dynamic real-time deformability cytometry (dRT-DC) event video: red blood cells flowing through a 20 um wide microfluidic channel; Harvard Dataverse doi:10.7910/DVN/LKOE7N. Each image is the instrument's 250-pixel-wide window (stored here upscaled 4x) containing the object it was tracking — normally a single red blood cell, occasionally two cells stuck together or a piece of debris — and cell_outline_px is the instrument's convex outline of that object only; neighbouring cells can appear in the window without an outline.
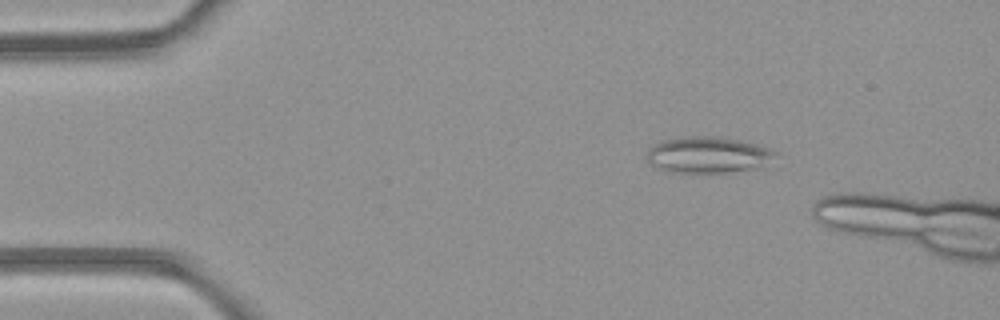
{"species": "common noctule bat (a hibernating species)", "species_latin": "Nyctalus noctula", "temperature_condition": "room temperature", "stored_images_in_passage": 38, "camera_frame_rate_fps": 3000, "um_per_image_px": 0.085, "animal": {"sex": "female", "body_mass_g": 21.9}, "frame": {"image": 1, "passage_image": 3, "time_ms": 0.667, "image_size_px": [1000, 320], "cell_outline_px": [[780, 152], [764, 168], [728, 172], [668, 172], [652, 164], [648, 160], [648, 148], [664, 140], [688, 136], [708, 136], [740, 140], [772, 148]], "centroid_in_image_um": [60.29, 13.17], "position_along_channel_um": 24.7, "area_um2": 27.28}}
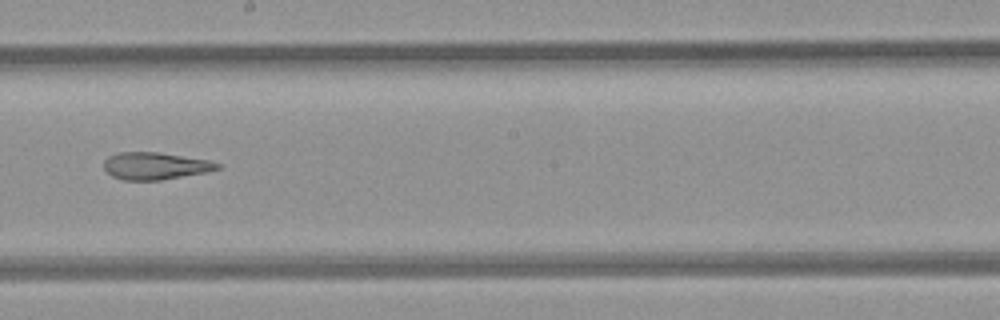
{"frame": {"image": 2, "passage_image": 23, "time_ms": 7.333, "image_size_px": [1000, 320], "cell_outline_px": [[220, 168], [208, 172], [160, 180], [124, 180], [112, 176], [104, 168], [104, 160], [108, 156], [120, 152], [156, 152], [208, 160], [220, 164]], "centroid_in_image_um": [13.18, 14.1], "position_along_channel_um": 235.0, "area_um2": 17.86}}
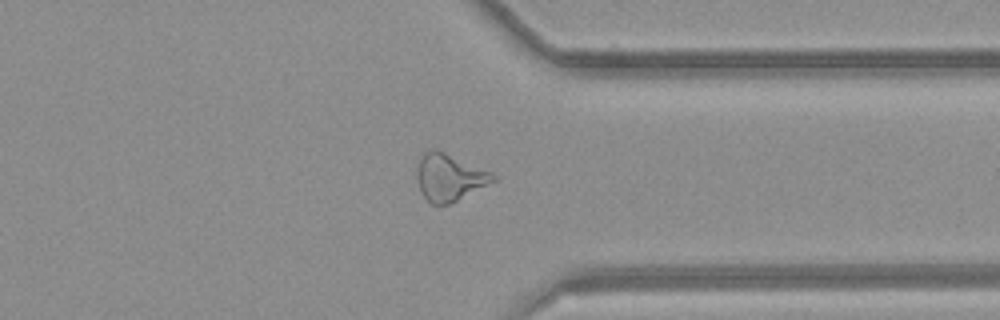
{"frame": {"image": 3, "passage_image": 33, "time_ms": 10.667, "image_size_px": [1000, 320], "cell_outline_px": [[496, 180], [448, 204], [432, 204], [420, 192], [416, 176], [416, 172], [420, 160], [424, 152], [432, 148], [436, 148], [492, 172], [496, 176]], "centroid_in_image_um": [38.17, 15.05], "position_along_channel_um": 373.2, "area_um2": 20.63}, "authors_computed_cell_mechanics": {"area_um2": 20.2011, "velocity_mm_per_s": 4.2481, "shape_relaxation_time_tau1_ms": null, "shape_relaxation_time_tau2_ms": 3.4997, "deformation_change_tau1": null, "deformation_change_tau2": 0.153}}